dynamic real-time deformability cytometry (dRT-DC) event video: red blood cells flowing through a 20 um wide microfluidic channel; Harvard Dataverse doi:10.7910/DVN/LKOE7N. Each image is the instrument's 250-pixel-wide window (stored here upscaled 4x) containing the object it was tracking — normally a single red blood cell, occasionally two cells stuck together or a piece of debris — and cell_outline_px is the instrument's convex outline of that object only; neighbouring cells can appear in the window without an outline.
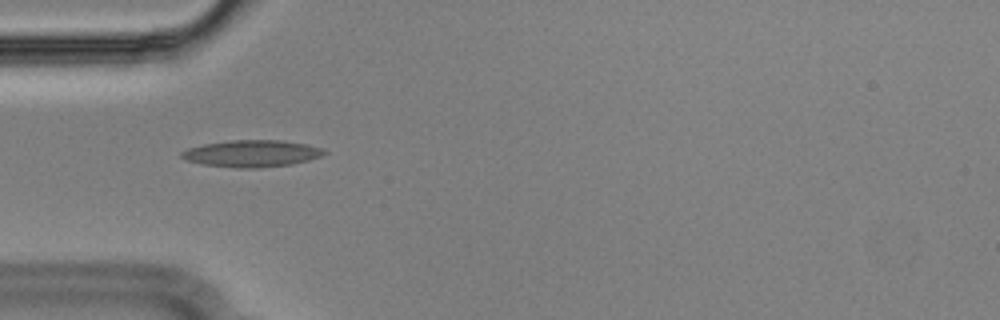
{"species": "Egyptian fruit bat (a non-hibernating species)", "species_latin": "Rousettus aegyptiacus", "temperature_condition": "cold", "stored_images_in_passage": 41, "camera_frame_rate_fps": 3000, "um_per_image_px": 0.085, "animal": {"sex": "male"}, "frame": {"image": 1, "passage_image": 2, "time_ms": 0.333, "image_size_px": [1000, 320], "cell_outline_px": [[328, 152], [324, 156], [292, 164], [260, 168], [240, 168], [204, 164], [188, 160], [180, 156], [180, 152], [188, 148], [204, 144], [232, 140], [284, 140], [304, 144], [320, 148]], "centroid_in_image_um": [21.43, 13.05], "position_along_channel_um": 63.6, "area_um2": 22.2}}
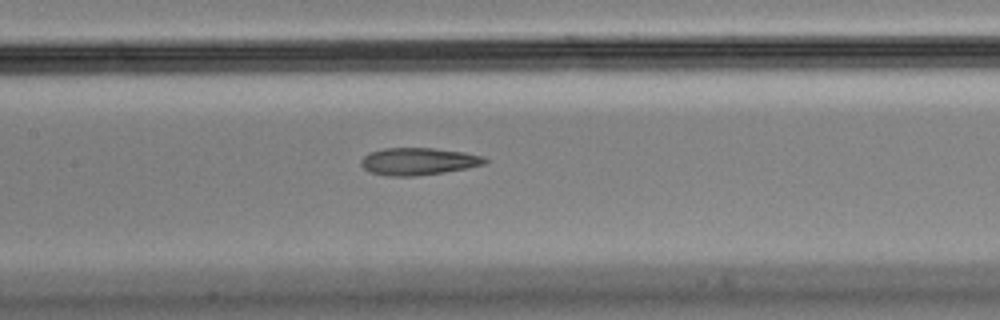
{"frame": {"image": 2, "passage_image": 11, "time_ms": 3.333, "image_size_px": [1000, 320], "cell_outline_px": [[488, 164], [468, 168], [444, 172], [416, 176], [388, 176], [368, 172], [360, 164], [360, 160], [368, 152], [384, 148], [432, 148], [464, 152], [484, 156], [488, 160]], "centroid_in_image_um": [35.56, 13.72], "position_along_channel_um": 171.8, "area_um2": 19.94}}
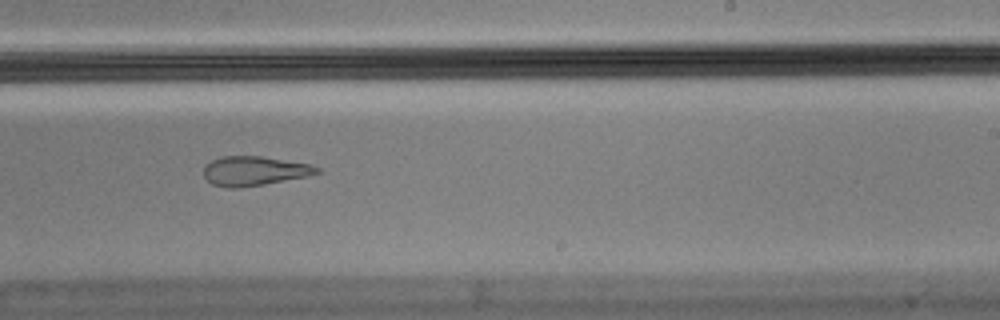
{"frame": {"image": 3, "passage_image": 19, "time_ms": 6.0, "image_size_px": [1000, 320], "cell_outline_px": [[320, 172], [308, 176], [264, 184], [236, 188], [228, 188], [212, 184], [204, 176], [204, 164], [220, 156], [260, 156], [308, 164], [320, 168]], "centroid_in_image_um": [21.57, 14.53], "position_along_channel_um": 267.4, "area_um2": 19.25}, "authors_computed_cell_mechanics": {"area_um2": 20.8658, "velocity_mm_per_s": 3.603, "shape_relaxation_time_tau1_ms": null, "shape_relaxation_time_tau2_ms": 2.2847, "deformation_change_tau1": null, "deformation_change_tau2": 0.1015}}